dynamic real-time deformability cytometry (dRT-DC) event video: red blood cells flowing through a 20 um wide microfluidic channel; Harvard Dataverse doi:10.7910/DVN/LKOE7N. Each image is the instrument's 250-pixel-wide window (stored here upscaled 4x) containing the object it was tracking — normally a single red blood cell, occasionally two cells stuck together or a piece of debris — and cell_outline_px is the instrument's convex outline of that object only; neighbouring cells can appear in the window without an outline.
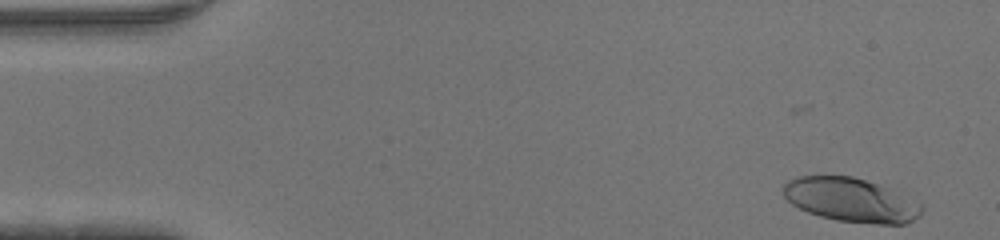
{"species": "human", "species_latin": "Homo sapiens", "temperature_condition": "warm", "stored_images_in_passage": 39, "camera_frame_rate_fps": 3000, "um_per_image_px": 0.085, "donor": {"sex": "male"}, "frame": {"image": 1, "passage_image": 1, "time_ms": 0.0, "image_size_px": [1000, 240], "cell_outline_px": [[924, 208], [920, 216], [904, 224], [876, 224], [836, 220], [820, 216], [808, 212], [792, 204], [784, 196], [784, 184], [788, 180], [796, 176], [852, 176], [876, 184], [924, 204]], "centroid_in_image_um": [72.33, 17.01], "position_along_channel_um": 12.7, "area_um2": 35.14}}
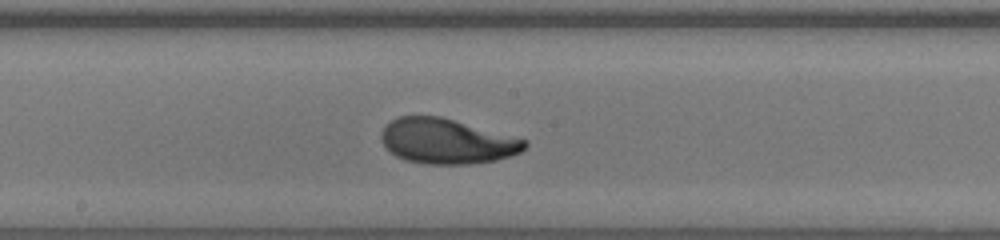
{"frame": {"image": 2, "passage_image": 23, "time_ms": 7.333, "image_size_px": [1000, 240], "cell_outline_px": [[528, 144], [520, 152], [512, 156], [496, 160], [472, 164], [428, 164], [404, 160], [396, 156], [380, 140], [380, 132], [392, 120], [400, 116], [440, 116], [528, 140]], "centroid_in_image_um": [37.99, 12.01], "position_along_channel_um": 210.2, "area_um2": 37.63}}
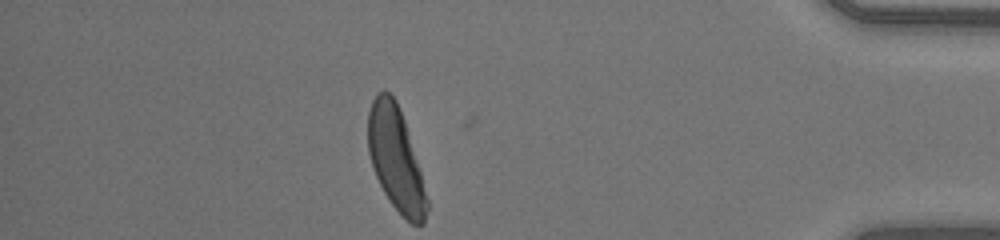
{"frame": {"image": 3, "passage_image": 39, "time_ms": 12.667, "image_size_px": [1000, 240], "cell_outline_px": [[428, 208], [424, 224], [412, 224], [388, 200], [372, 168], [368, 152], [368, 112], [372, 100], [376, 92], [384, 88], [396, 100], [404, 120], [420, 172], [428, 200]], "centroid_in_image_um": [33.61, 13.48], "position_along_channel_um": 401.6, "area_um2": 35.14}}